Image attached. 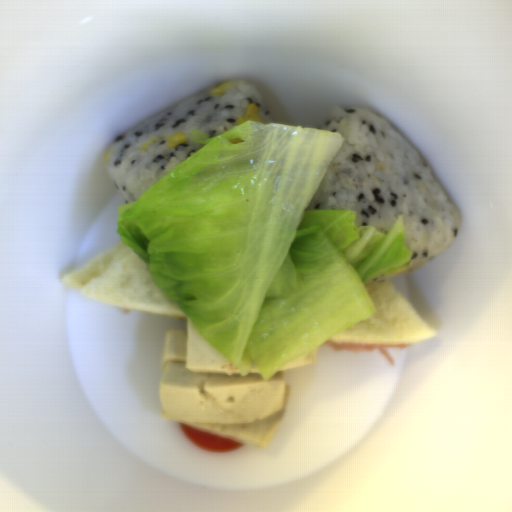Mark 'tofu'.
<instances>
[{
    "label": "tofu",
    "instance_id": "tofu-1",
    "mask_svg": "<svg viewBox=\"0 0 512 512\" xmlns=\"http://www.w3.org/2000/svg\"><path fill=\"white\" fill-rule=\"evenodd\" d=\"M318 346L265 381L239 369L187 318L164 331L158 378L159 413L230 442L266 446L287 410L285 370L316 365Z\"/></svg>",
    "mask_w": 512,
    "mask_h": 512
}]
</instances>
